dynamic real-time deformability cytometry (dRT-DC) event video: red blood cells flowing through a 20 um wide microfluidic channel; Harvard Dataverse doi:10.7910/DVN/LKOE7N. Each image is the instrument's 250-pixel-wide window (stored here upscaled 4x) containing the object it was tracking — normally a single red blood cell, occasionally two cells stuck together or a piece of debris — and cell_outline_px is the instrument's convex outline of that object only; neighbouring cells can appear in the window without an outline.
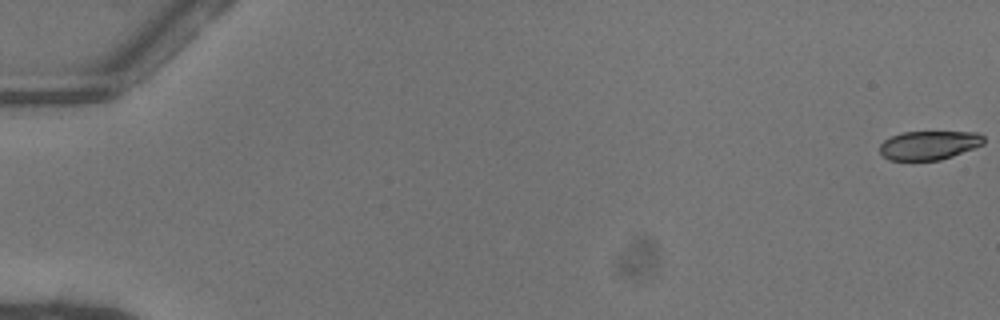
{"species": "common noctule bat (a hibernating species)", "species_latin": "Nyctalus noctula", "temperature_condition": "warm", "stored_images_in_passage": 53, "camera_frame_rate_fps": 3000, "um_per_image_px": 0.085, "animal": {"sex": "female"}, "frame": {"image": 1, "passage_image": 1, "time_ms": 0.0, "image_size_px": [1000, 320], "cell_outline_px": [[984, 144], [952, 156], [940, 160], [888, 160], [880, 152], [880, 144], [884, 140], [892, 136], [904, 132], [980, 132], [984, 136]], "centroid_in_image_um": [78.98, 12.34], "position_along_channel_um": 6.0, "area_um2": 17.46}}
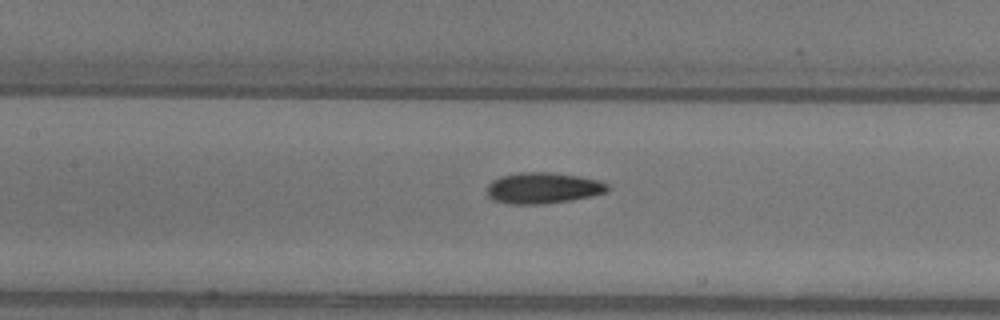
{"frame": {"image": 2, "passage_image": 26, "time_ms": 8.333, "image_size_px": [1000, 320], "cell_outline_px": [[608, 192], [592, 196], [572, 200], [544, 204], [508, 204], [492, 200], [488, 196], [488, 184], [492, 180], [500, 176], [520, 172], [548, 172], [580, 176], [600, 180], [608, 184]], "centroid_in_image_um": [46.16, 15.98], "position_along_channel_um": 161.2, "area_um2": 22.08}}
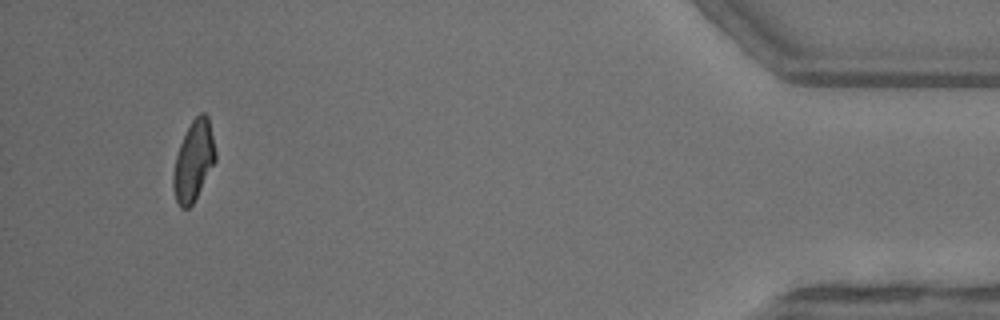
{"frame": {"image": 3, "passage_image": 50, "time_ms": 16.333, "image_size_px": [1000, 320], "cell_outline_px": [[216, 160], [192, 204], [188, 208], [180, 208], [176, 200], [172, 188], [172, 172], [176, 156], [180, 144], [192, 120], [200, 112], [204, 112], [208, 116], [216, 152]], "centroid_in_image_um": [16.44, 13.67], "position_along_channel_um": 418.8, "area_um2": 19.54}, "authors_computed_cell_mechanics": {"area_um2": 20.7502, "velocity_mm_per_s": 4.0942, "shape_relaxation_time_tau1_ms": 6.3314, "shape_relaxation_time_tau2_ms": 2.5975, "deformation_change_tau1": 0.1708, "deformation_change_tau2": 0.0894}}